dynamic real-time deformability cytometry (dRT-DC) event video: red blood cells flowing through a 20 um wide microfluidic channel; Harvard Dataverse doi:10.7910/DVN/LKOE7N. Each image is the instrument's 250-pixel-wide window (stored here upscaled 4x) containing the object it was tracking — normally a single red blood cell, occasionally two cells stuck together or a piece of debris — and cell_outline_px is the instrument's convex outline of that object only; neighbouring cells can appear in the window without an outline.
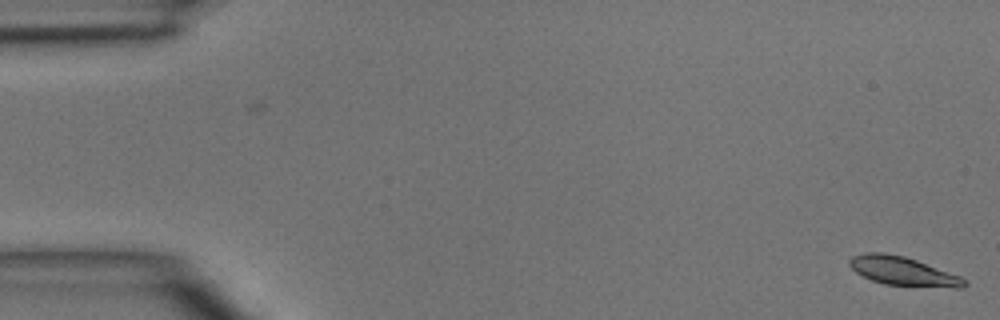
{"species": "common noctule bat (a hibernating species)", "species_latin": "Nyctalus noctula", "temperature_condition": "room temperature", "stored_images_in_passage": 5, "camera_frame_rate_fps": 3000, "um_per_image_px": 0.085, "animal": {"sex": "male", "body_mass_g": 15.6}, "frame": {"image": 1, "passage_image": 1, "time_ms": 0.0, "image_size_px": [1000, 320], "cell_outline_px": [[968, 284], [964, 288], [956, 288], [884, 284], [872, 280], [856, 272], [848, 264], [848, 260], [852, 256], [868, 252], [884, 252], [904, 256], [916, 260], [960, 276]], "centroid_in_image_um": [76.74, 23.04], "position_along_channel_um": 8.3, "area_um2": 19.13}}
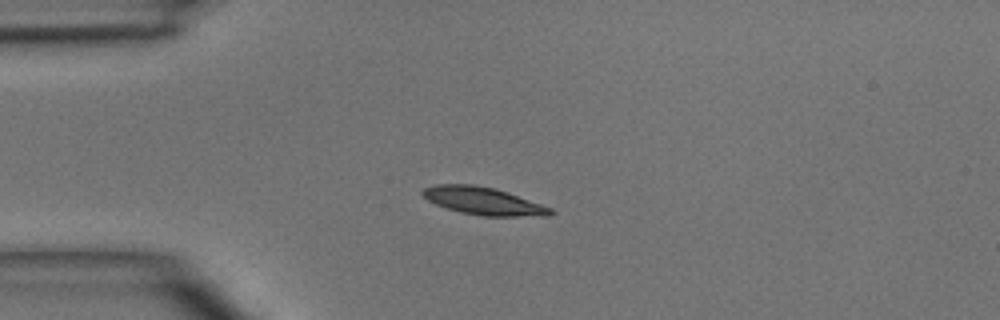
{"frame": {"image": 2, "passage_image": 4, "time_ms": 3.667, "image_size_px": [1000, 320], "cell_outline_px": [[556, 212], [552, 216], [480, 216], [460, 212], [436, 204], [428, 200], [420, 192], [424, 188], [436, 184], [472, 184], [496, 188], [508, 192], [552, 208]], "centroid_in_image_um": [41.12, 17.09], "position_along_channel_um": 43.9, "area_um2": 20.69}}